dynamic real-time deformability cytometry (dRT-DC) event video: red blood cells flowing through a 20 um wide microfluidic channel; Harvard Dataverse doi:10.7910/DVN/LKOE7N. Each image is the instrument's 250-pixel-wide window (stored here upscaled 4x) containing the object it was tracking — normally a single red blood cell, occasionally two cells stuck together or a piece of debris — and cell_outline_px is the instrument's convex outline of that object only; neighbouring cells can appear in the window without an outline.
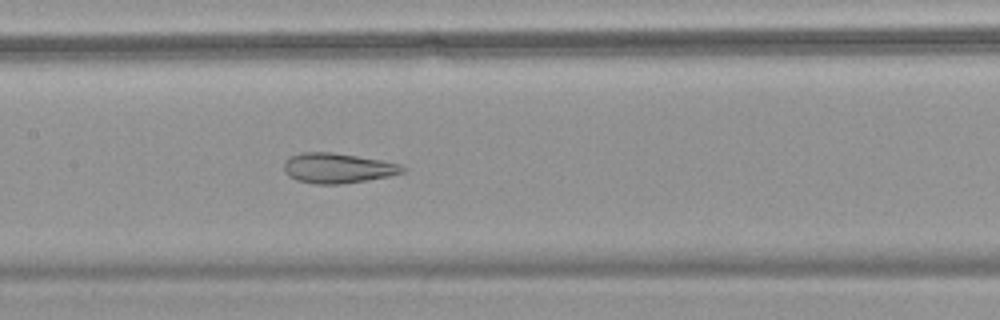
{"species": "common noctule bat (a hibernating species)", "species_latin": "Nyctalus noctula", "temperature_condition": "warm", "stored_images_in_passage": 57, "camera_frame_rate_fps": 3000, "um_per_image_px": 0.085, "animal": {"sex": "female", "body_mass_g": 18.4}, "frame": {"image": 1, "passage_image": 29, "time_ms": 9.333, "image_size_px": [1000, 320], "cell_outline_px": [[408, 168], [404, 172], [388, 176], [368, 180], [340, 184], [312, 184], [296, 180], [288, 176], [284, 172], [284, 160], [300, 152], [332, 152], [380, 160], [400, 164]], "centroid_in_image_um": [28.68, 14.29], "position_along_channel_um": 178.7, "area_um2": 20.87}}
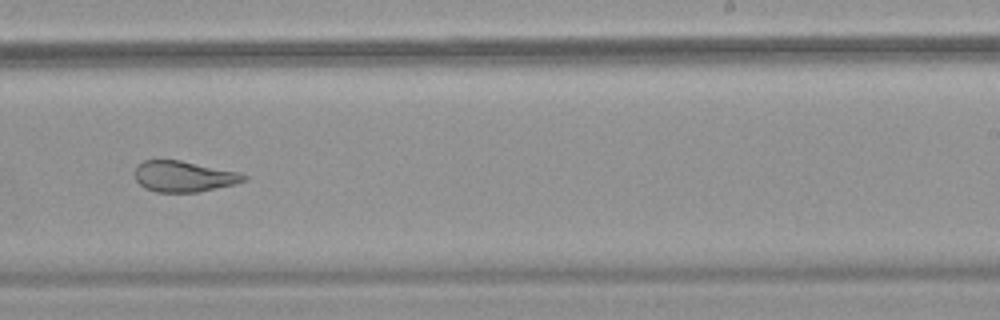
{"frame": {"image": 2, "passage_image": 37, "time_ms": 12.0, "image_size_px": [1000, 320], "cell_outline_px": [[248, 180], [236, 184], [200, 192], [156, 192], [144, 188], [136, 180], [136, 164], [144, 160], [180, 160], [240, 172], [248, 176]], "centroid_in_image_um": [15.66, 15.0], "position_along_channel_um": 273.3, "area_um2": 19.83}}
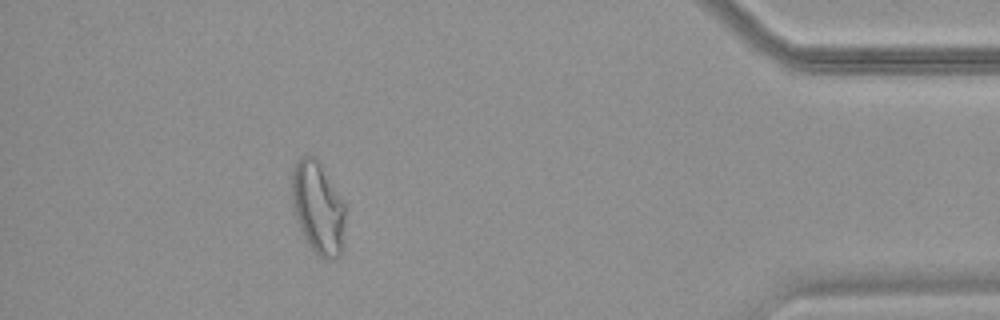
{"frame": {"image": 3, "passage_image": 52, "time_ms": 17.0, "image_size_px": [1000, 320], "cell_outline_px": [[344, 248], [340, 256], [332, 260], [328, 260], [320, 256], [308, 244], [300, 228], [292, 208], [292, 168], [300, 156], [312, 156], [320, 164], [344, 204]], "centroid_in_image_um": [27.02, 17.71], "position_along_channel_um": 408.2, "area_um2": 28.5}, "authors_computed_cell_mechanics": {"area_um2": 27.9174, "velocity_mm_per_s": 3.5798, "shape_relaxation_time_tau1_ms": null, "shape_relaxation_time_tau2_ms": 1.7294, "deformation_change_tau1": null, "deformation_change_tau2": 0.0953}}